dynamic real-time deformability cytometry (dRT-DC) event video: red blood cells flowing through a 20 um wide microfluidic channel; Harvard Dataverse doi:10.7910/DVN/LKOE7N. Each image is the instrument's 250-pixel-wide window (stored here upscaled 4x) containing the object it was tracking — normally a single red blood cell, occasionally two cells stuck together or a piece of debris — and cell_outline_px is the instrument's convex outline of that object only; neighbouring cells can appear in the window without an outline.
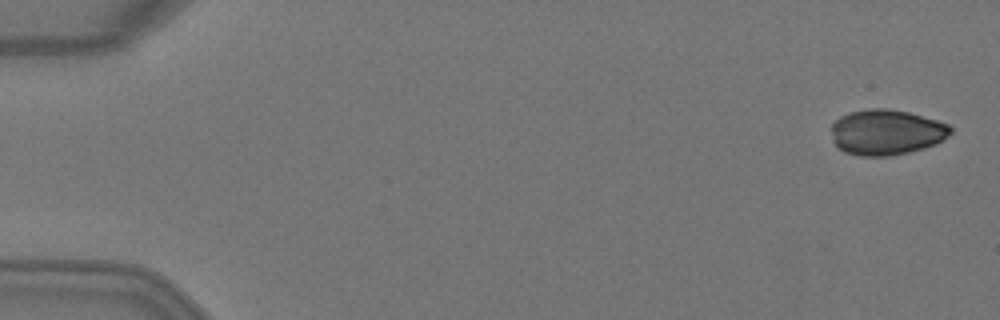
{"species": "Egyptian fruit bat (a non-hibernating species)", "species_latin": "Rousettus aegyptiacus", "temperature_condition": "warm", "stored_images_in_passage": 6, "camera_frame_rate_fps": 3000, "um_per_image_px": 0.085, "animal": {"sex": "female"}, "frame": {"image": 1, "passage_image": 1, "time_ms": 0.0, "image_size_px": [1000, 320], "cell_outline_px": [[952, 132], [944, 140], [936, 144], [924, 148], [908, 152], [888, 156], [860, 156], [844, 152], [836, 144], [832, 132], [832, 124], [840, 116], [848, 112], [872, 108], [884, 108], [908, 112], [936, 120], [948, 124], [952, 128]], "centroid_in_image_um": [75.36, 11.24], "position_along_channel_um": 9.6, "area_um2": 31.5}}